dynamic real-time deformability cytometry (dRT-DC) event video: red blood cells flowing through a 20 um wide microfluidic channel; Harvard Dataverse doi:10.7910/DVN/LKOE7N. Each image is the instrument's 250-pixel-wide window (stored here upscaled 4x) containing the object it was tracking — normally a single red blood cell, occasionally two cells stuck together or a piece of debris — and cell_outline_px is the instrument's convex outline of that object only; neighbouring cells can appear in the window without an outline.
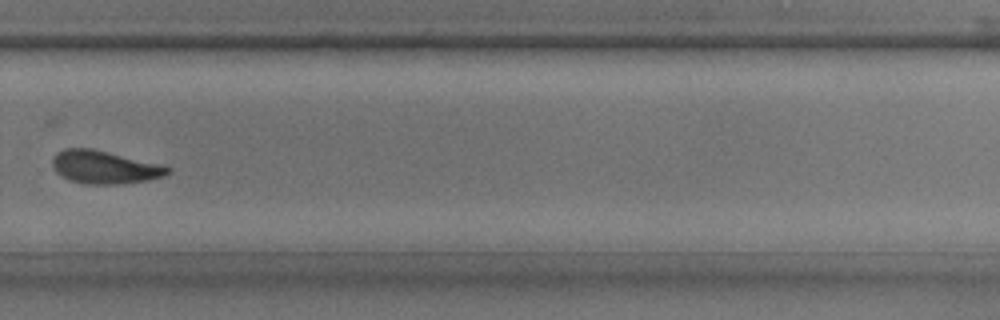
{"species": "common noctule bat (a hibernating species)", "species_latin": "Nyctalus noctula", "temperature_condition": "room temperature", "stored_images_in_passage": 28, "camera_frame_rate_fps": 3000, "um_per_image_px": 0.085, "animal": {"sex": "male", "body_mass_g": 17.9, "forearm_length_mm": 54.2}, "frame": {"image": 1, "passage_image": 20, "time_ms": 6.333, "image_size_px": [1000, 320], "cell_outline_px": [[172, 168], [164, 176], [148, 180], [116, 184], [88, 184], [68, 180], [56, 172], [52, 164], [52, 160], [56, 152], [64, 148], [92, 148], [160, 164]], "centroid_in_image_um": [8.85, 14.2], "position_along_channel_um": 320.9, "area_um2": 22.08}}